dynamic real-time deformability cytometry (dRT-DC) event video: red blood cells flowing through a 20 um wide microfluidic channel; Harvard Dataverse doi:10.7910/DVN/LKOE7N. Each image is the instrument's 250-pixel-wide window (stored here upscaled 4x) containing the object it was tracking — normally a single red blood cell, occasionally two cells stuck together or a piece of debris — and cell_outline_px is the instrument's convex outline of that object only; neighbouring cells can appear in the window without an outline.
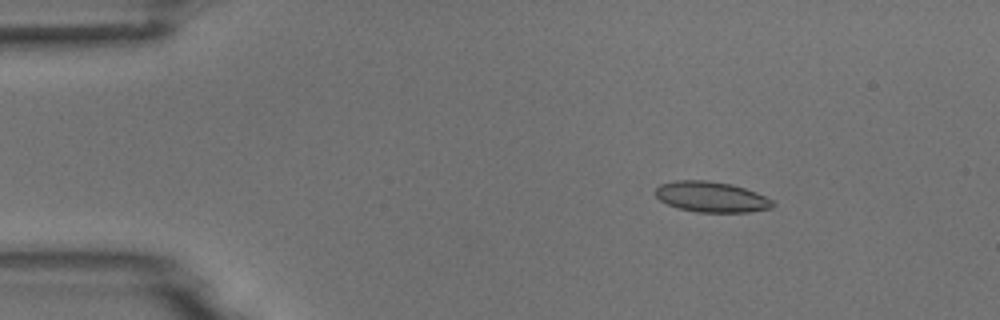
{"species": "common noctule bat (a hibernating species)", "species_latin": "Nyctalus noctula", "temperature_condition": "room temperature", "stored_images_in_passage": 4, "camera_frame_rate_fps": 3000, "um_per_image_px": 0.085, "animal": {"sex": "male", "body_mass_g": 18.8}, "frame": {"image": 1, "passage_image": 2, "time_ms": 1.0, "image_size_px": [1000, 320], "cell_outline_px": [[776, 204], [772, 208], [748, 212], [696, 212], [680, 208], [668, 204], [660, 200], [656, 196], [656, 188], [660, 184], [676, 180], [708, 180], [732, 184], [756, 192], [772, 200]], "centroid_in_image_um": [60.48, 16.73], "position_along_channel_um": 24.5, "area_um2": 20.87}}